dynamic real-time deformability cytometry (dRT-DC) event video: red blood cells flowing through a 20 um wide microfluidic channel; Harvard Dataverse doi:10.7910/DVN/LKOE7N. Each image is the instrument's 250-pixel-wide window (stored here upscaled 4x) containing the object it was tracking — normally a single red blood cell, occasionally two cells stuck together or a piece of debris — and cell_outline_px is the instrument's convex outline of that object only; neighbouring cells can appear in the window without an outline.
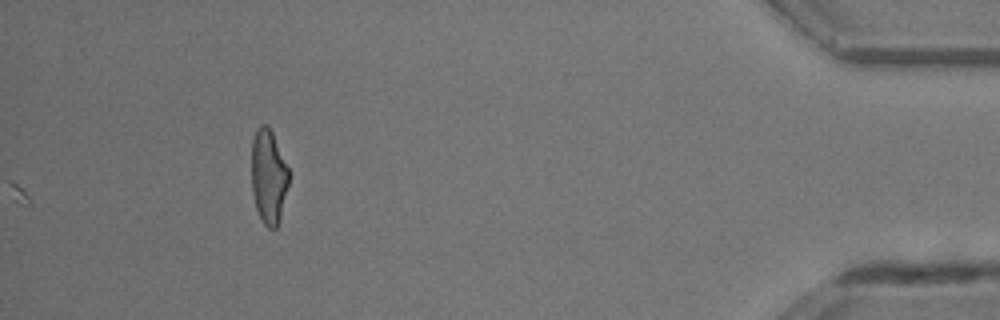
{"species": "common noctule bat (a hibernating species)", "species_latin": "Nyctalus noctula", "temperature_condition": "room temperature", "stored_images_in_passage": 38, "camera_frame_rate_fps": 3000, "um_per_image_px": 0.085, "animal": {"sex": "male", "body_mass_g": 13.3}, "frame": {"image": 1, "passage_image": 38, "time_ms": 12.333, "image_size_px": [1000, 320], "cell_outline_px": [[288, 184], [280, 220], [276, 228], [268, 228], [260, 220], [256, 208], [252, 192], [252, 140], [256, 128], [260, 124], [268, 124], [272, 132], [288, 168]], "centroid_in_image_um": [22.81, 15.01], "position_along_channel_um": 412.4, "area_um2": 20.52}}